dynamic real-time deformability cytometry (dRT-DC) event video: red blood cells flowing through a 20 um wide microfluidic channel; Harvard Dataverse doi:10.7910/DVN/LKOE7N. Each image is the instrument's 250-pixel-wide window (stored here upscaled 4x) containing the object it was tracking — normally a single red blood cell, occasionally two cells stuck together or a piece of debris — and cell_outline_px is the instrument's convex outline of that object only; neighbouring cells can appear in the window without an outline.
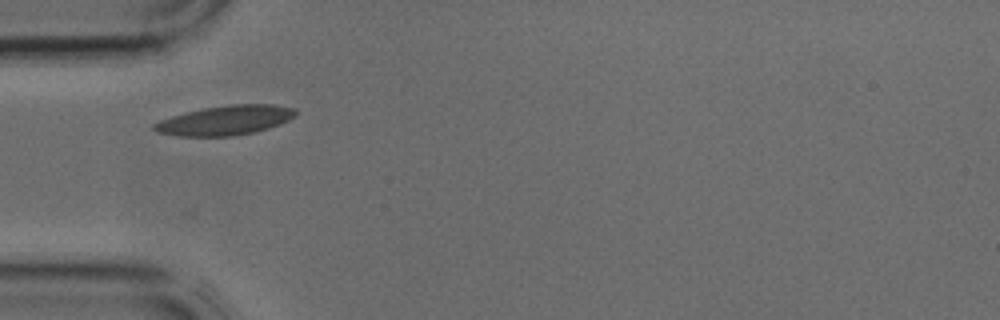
{"species": "common noctule bat (a hibernating species)", "species_latin": "Nyctalus noctula", "temperature_condition": "cold", "stored_images_in_passage": 1, "camera_frame_rate_fps": 3000, "um_per_image_px": 0.085, "animal": {"sex": "male", "body_mass_g": 17.9, "forearm_length_mm": 54.2}, "frame": {"image": 1, "passage_image": 1, "time_ms": 0.0, "image_size_px": [1000, 320], "cell_outline_px": [[296, 116], [280, 124], [256, 132], [232, 136], [176, 136], [156, 132], [152, 128], [152, 124], [160, 120], [172, 116], [204, 108], [232, 104], [276, 104], [296, 108]], "centroid_in_image_um": [19.17, 10.23], "position_along_channel_um": 65.8, "area_um2": 24.45}}